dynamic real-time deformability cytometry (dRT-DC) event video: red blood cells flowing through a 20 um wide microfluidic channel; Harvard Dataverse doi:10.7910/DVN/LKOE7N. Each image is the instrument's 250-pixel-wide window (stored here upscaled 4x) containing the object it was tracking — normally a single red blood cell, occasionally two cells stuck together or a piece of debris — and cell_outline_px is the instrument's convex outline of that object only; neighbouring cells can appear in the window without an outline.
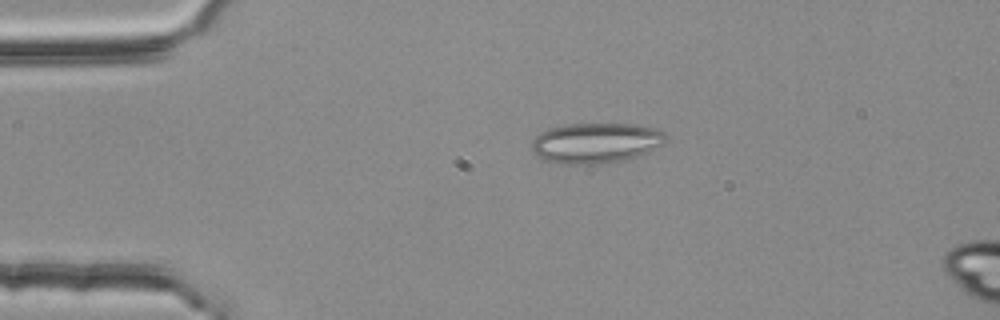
{"species": "common noctule bat (a hibernating species)", "species_latin": "Nyctalus noctula", "temperature_condition": "room temperature", "stored_images_in_passage": 2, "camera_frame_rate_fps": 3000, "um_per_image_px": 0.085, "animal": {"sex": "female", "body_mass_g": 25.1}, "frame": {"image": 1, "passage_image": 1, "time_ms": 0.0, "image_size_px": [1000, 320], "cell_outline_px": [[668, 140], [664, 144], [648, 152], [624, 160], [596, 164], [560, 164], [544, 160], [532, 152], [532, 140], [540, 132], [548, 128], [568, 124], [640, 124], [656, 128], [664, 132], [668, 136]], "centroid_in_image_um": [50.67, 12.14], "position_along_channel_um": 34.3, "area_um2": 31.91}}